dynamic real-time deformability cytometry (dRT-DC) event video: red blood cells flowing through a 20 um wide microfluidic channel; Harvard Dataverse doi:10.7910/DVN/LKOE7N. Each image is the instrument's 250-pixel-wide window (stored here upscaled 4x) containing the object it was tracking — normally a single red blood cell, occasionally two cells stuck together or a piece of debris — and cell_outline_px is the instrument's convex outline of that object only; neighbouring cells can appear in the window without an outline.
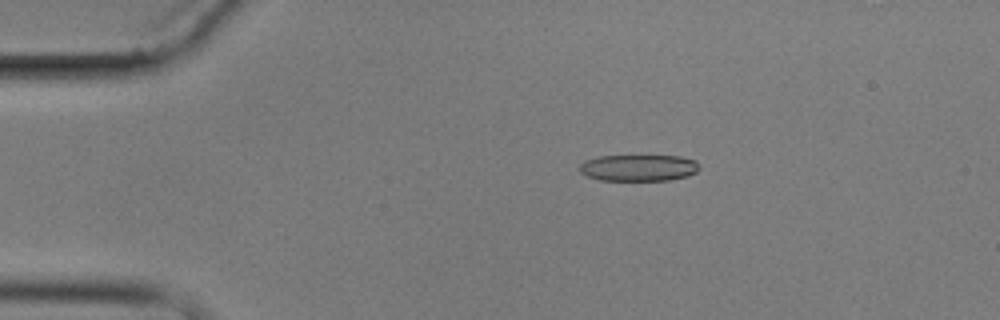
{"species": "common noctule bat (a hibernating species)", "species_latin": "Nyctalus noctula", "temperature_condition": "cold", "stored_images_in_passage": 4, "camera_frame_rate_fps": 3000, "um_per_image_px": 0.085, "animal": {"sex": "male", "body_mass_g": 17.9}, "frame": {"image": 1, "passage_image": 1, "time_ms": 0.0, "image_size_px": [1000, 320], "cell_outline_px": [[700, 168], [696, 172], [688, 176], [668, 180], [600, 180], [588, 176], [580, 172], [580, 164], [584, 160], [600, 156], [680, 156], [696, 160], [700, 164]], "centroid_in_image_um": [54.31, 14.26], "position_along_channel_um": 30.7, "area_um2": 18.55}}
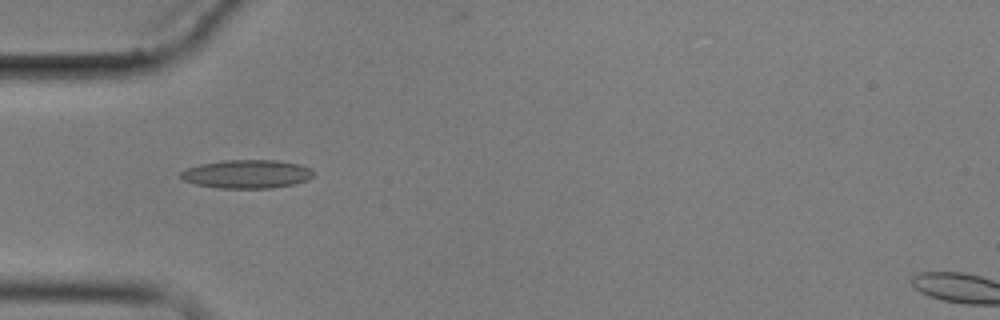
{"frame": {"image": 2, "passage_image": 3, "time_ms": 2.333, "image_size_px": [1000, 320], "cell_outline_px": [[312, 176], [308, 180], [296, 184], [272, 188], [220, 188], [196, 184], [184, 180], [180, 176], [180, 172], [188, 168], [200, 164], [224, 160], [276, 160], [300, 164], [312, 168]], "centroid_in_image_um": [21.02, 14.79], "position_along_channel_um": 64.0, "area_um2": 22.08}}
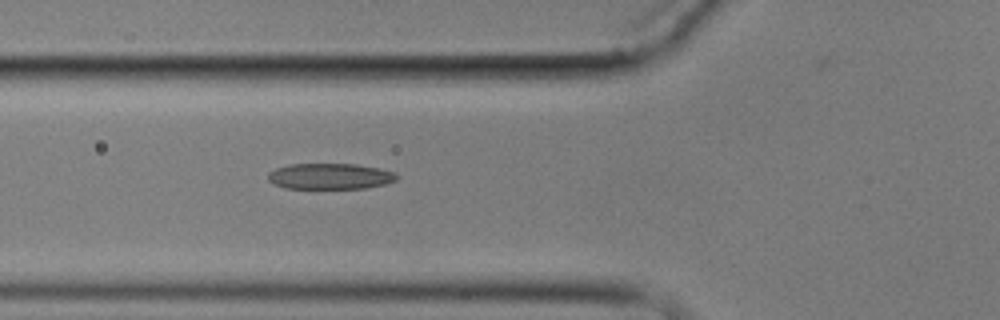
{"frame": {"image": 3, "passage_image": 4, "time_ms": 3.333, "image_size_px": [1000, 320], "cell_outline_px": [[396, 180], [384, 184], [364, 188], [284, 188], [268, 180], [268, 172], [276, 168], [288, 164], [356, 164], [396, 172]], "centroid_in_image_um": [28.02, 14.98], "position_along_channel_um": 97.8, "area_um2": 19.25}}